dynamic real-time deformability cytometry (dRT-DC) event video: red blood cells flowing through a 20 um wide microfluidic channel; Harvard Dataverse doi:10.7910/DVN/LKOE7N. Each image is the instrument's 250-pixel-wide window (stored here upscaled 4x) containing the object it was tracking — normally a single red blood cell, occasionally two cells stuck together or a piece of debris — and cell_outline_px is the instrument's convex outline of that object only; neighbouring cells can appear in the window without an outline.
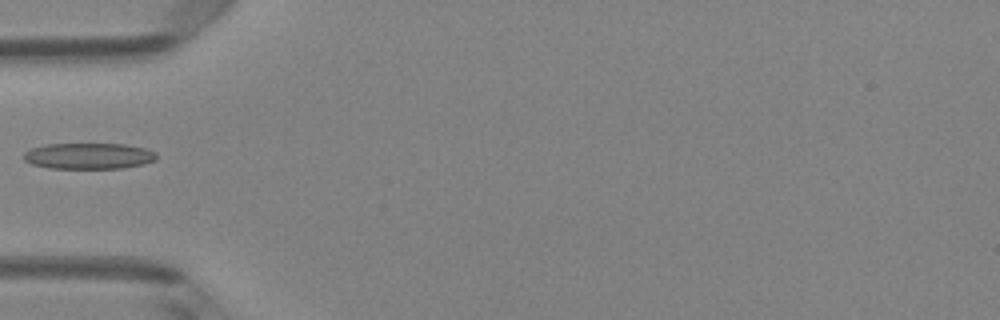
{"species": "Egyptian fruit bat (a non-hibernating species)", "species_latin": "Rousettus aegyptiacus", "temperature_condition": "room temperature", "stored_images_in_passage": 5, "camera_frame_rate_fps": 3000, "um_per_image_px": 0.085, "animal": {"sex": "female"}, "frame": {"image": 1, "passage_image": 4, "time_ms": 1.0, "image_size_px": [1000, 320], "cell_outline_px": [[156, 160], [144, 164], [124, 168], [48, 168], [32, 164], [24, 160], [24, 152], [32, 148], [48, 144], [124, 144], [144, 148], [156, 152]], "centroid_in_image_um": [7.55, 13.26], "position_along_channel_um": 77.4, "area_um2": 20.11}}
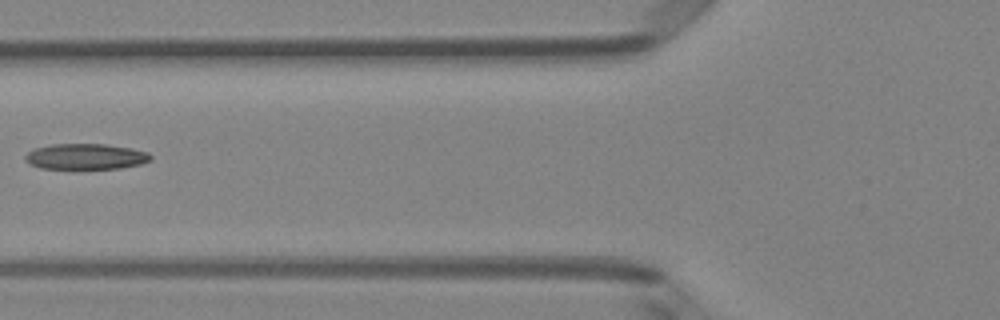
{"frame": {"image": 2, "passage_image": 5, "time_ms": 1.333, "image_size_px": [1000, 320], "cell_outline_px": [[152, 160], [140, 164], [120, 168], [72, 172], [40, 168], [28, 164], [24, 160], [24, 156], [28, 152], [36, 148], [52, 144], [104, 144], [132, 148], [148, 152], [152, 156]], "centroid_in_image_um": [7.24, 13.36], "position_along_channel_um": 118.6, "area_um2": 19.94}}